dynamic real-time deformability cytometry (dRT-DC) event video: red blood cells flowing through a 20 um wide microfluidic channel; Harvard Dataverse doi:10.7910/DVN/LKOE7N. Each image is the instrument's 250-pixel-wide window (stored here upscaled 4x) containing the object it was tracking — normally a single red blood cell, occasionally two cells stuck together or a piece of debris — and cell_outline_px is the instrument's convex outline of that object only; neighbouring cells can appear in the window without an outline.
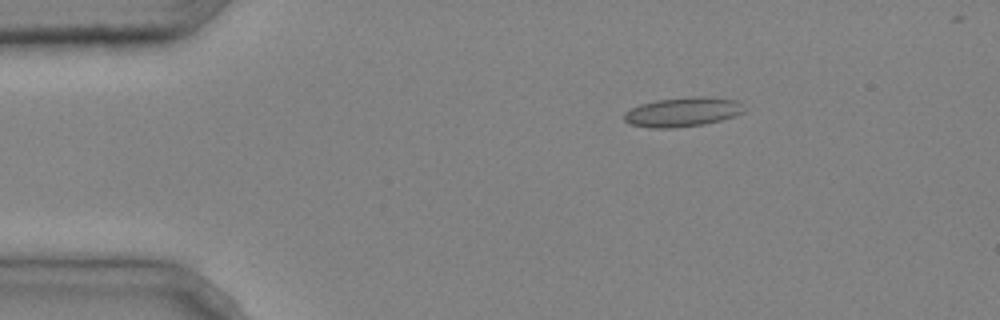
{"species": "common noctule bat (a hibernating species)", "species_latin": "Nyctalus noctula", "temperature_condition": "cold", "stored_images_in_passage": 5, "camera_frame_rate_fps": 3000, "um_per_image_px": 0.085, "animal": {"sex": "male", "body_mass_g": 20.4}, "frame": {"image": 1, "passage_image": 5, "time_ms": 1.333, "image_size_px": [1000, 320], "cell_outline_px": [[744, 112], [736, 116], [704, 124], [672, 128], [648, 128], [632, 124], [624, 120], [624, 112], [640, 104], [656, 100], [688, 96], [708, 96], [736, 100], [740, 104]], "centroid_in_image_um": [58.01, 9.51], "position_along_channel_um": 27.0, "area_um2": 20.58}}